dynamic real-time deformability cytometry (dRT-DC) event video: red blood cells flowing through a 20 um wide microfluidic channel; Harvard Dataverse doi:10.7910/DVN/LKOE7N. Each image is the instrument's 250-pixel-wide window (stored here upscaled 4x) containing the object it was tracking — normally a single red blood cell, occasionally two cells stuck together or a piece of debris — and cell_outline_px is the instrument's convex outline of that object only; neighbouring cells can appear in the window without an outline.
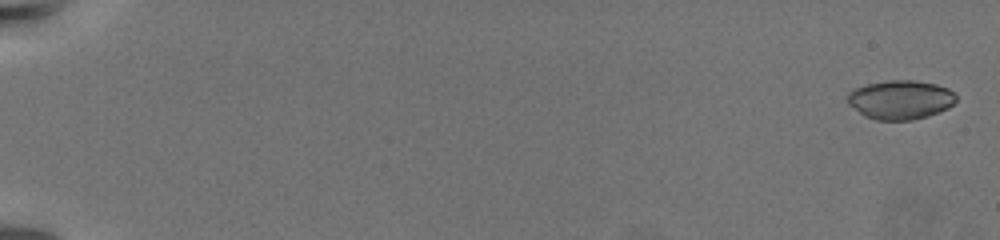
{"species": "common noctule bat (a hibernating species)", "species_latin": "Nyctalus noctula", "temperature_condition": "warm", "stored_images_in_passage": 12, "camera_frame_rate_fps": 3000, "um_per_image_px": 0.085, "animal": {"sex": "female", "body_mass_g": 19.5, "forearm_length_mm": 54.1}, "frame": {"image": 1, "passage_image": 1, "time_ms": 0.0, "image_size_px": [1000, 240], "cell_outline_px": [[956, 100], [948, 108], [928, 116], [912, 120], [876, 120], [864, 116], [848, 104], [848, 92], [856, 88], [868, 84], [888, 80], [916, 80], [936, 84], [948, 88], [956, 92]], "centroid_in_image_um": [76.55, 8.47], "position_along_channel_um": 8.4, "area_um2": 24.8}}
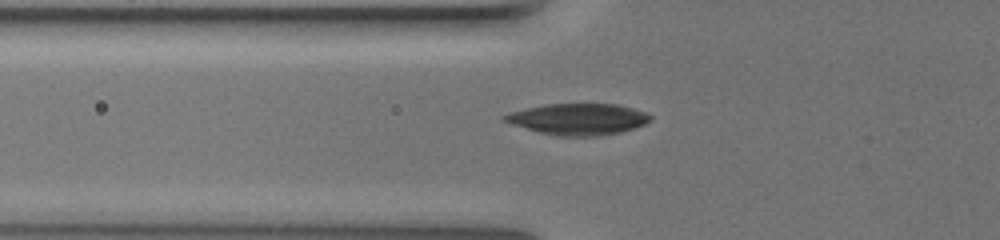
{"frame": {"image": 2, "passage_image": 10, "time_ms": 8.667, "image_size_px": [1000, 240], "cell_outline_px": [[652, 120], [644, 124], [620, 132], [600, 136], [560, 136], [540, 132], [512, 124], [504, 120], [500, 116], [512, 112], [528, 108], [548, 104], [616, 104], [632, 108], [644, 112], [652, 116]], "centroid_in_image_um": [49.17, 10.13], "position_along_channel_um": 76.6, "area_um2": 26.24}}
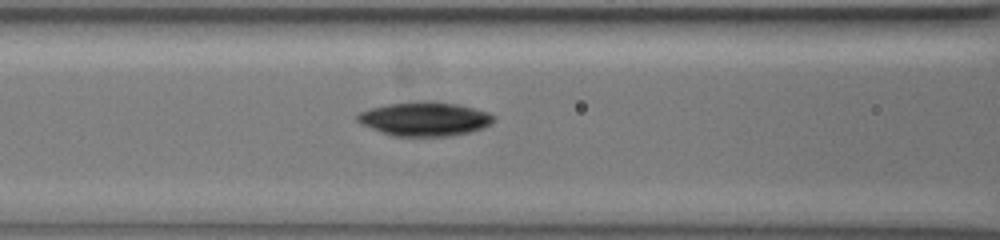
{"frame": {"image": 3, "passage_image": 12, "time_ms": 10.333, "image_size_px": [1000, 240], "cell_outline_px": [[496, 116], [488, 124], [480, 128], [468, 132], [448, 136], [392, 136], [360, 124], [356, 120], [356, 116], [360, 112], [372, 108], [388, 104], [420, 100], [424, 100], [456, 104], [488, 112]], "centroid_in_image_um": [36.04, 10.1], "position_along_channel_um": 130.6, "area_um2": 26.76}}